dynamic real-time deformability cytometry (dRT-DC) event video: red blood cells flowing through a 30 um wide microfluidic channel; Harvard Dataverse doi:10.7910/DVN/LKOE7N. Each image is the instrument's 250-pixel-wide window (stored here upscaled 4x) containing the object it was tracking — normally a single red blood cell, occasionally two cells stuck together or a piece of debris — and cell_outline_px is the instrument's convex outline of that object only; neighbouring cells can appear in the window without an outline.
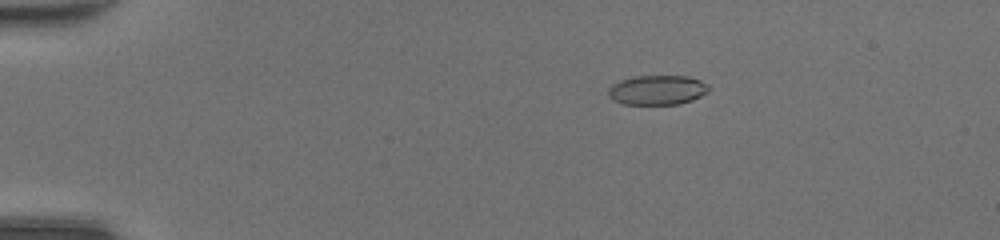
{"species": "common noctule bat (a hibernating species)", "species_latin": "Nyctalus noctula", "temperature_condition": "room temperature", "stored_images_in_passage": 49, "camera_frame_rate_fps": 3000, "um_per_image_px": 0.085, "animal": {"sex": "female", "body_mass_g": 20.0, "forearm_length_mm": 54.0}, "frame": {"image": 1, "passage_image": 10, "time_ms": 3.0, "image_size_px": [1000, 240], "cell_outline_px": [[712, 88], [708, 92], [692, 100], [676, 104], [624, 104], [612, 100], [608, 96], [608, 88], [612, 84], [620, 80], [636, 76], [688, 76], [700, 80], [708, 84]], "centroid_in_image_um": [55.87, 7.65], "position_along_channel_um": 29.1, "area_um2": 17.46}}
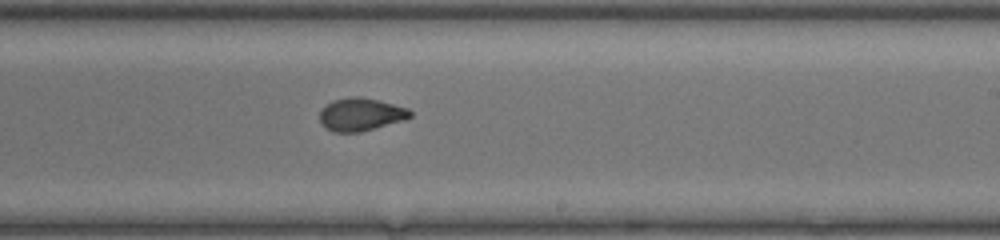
{"frame": {"image": 2, "passage_image": 31, "time_ms": 10.0, "image_size_px": [1000, 240], "cell_outline_px": [[412, 116], [404, 120], [360, 132], [332, 132], [324, 128], [320, 124], [320, 108], [332, 100], [348, 96], [360, 96], [380, 100], [408, 108], [412, 112]], "centroid_in_image_um": [30.63, 9.71], "position_along_channel_um": 258.4, "area_um2": 17.69}}
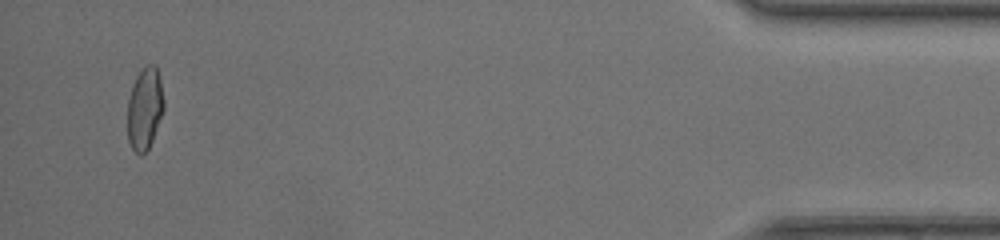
{"frame": {"image": 3, "passage_image": 47, "time_ms": 15.333, "image_size_px": [1000, 240], "cell_outline_px": [[164, 108], [152, 140], [148, 148], [140, 156], [132, 148], [128, 140], [128, 100], [132, 84], [136, 76], [144, 64], [156, 64], [160, 76], [164, 100]], "centroid_in_image_um": [12.31, 9.16], "position_along_channel_um": 422.9, "area_um2": 17.51}, "authors_computed_cell_mechanics": {"area_um2": 17.6868, "velocity_mm_per_s": 4.4402, "shape_relaxation_time_tau1_ms": 10.8612, "shape_relaxation_time_tau2_ms": 1.1781, "deformation_change_tau1": 0.3101, "deformation_change_tau2": 0.0612}}